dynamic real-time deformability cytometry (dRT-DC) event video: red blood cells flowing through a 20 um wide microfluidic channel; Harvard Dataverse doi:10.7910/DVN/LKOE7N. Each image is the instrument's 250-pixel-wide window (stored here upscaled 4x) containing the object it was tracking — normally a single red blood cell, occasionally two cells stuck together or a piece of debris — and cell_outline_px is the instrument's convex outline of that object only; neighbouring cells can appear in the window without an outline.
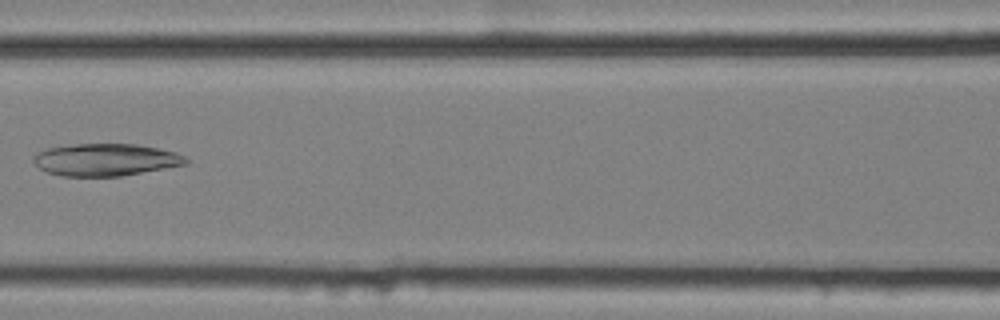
{"species": "common noctule bat (a hibernating species)", "species_latin": "Nyctalus noctula", "temperature_condition": "cold", "stored_images_in_passage": 8, "camera_frame_rate_fps": 3000, "um_per_image_px": 0.085, "animal": {"sex": "female", "body_mass_g": 25.1}, "frame": {"image": 1, "passage_image": 8, "time_ms": 2.333, "image_size_px": [1000, 320], "cell_outline_px": [[192, 160], [188, 164], [120, 176], [60, 176], [48, 172], [40, 168], [32, 160], [32, 156], [36, 152], [48, 148], [76, 144], [136, 144], [160, 148], [176, 152]], "centroid_in_image_um": [9.0, 13.57], "position_along_channel_um": 157.6, "area_um2": 28.78}}